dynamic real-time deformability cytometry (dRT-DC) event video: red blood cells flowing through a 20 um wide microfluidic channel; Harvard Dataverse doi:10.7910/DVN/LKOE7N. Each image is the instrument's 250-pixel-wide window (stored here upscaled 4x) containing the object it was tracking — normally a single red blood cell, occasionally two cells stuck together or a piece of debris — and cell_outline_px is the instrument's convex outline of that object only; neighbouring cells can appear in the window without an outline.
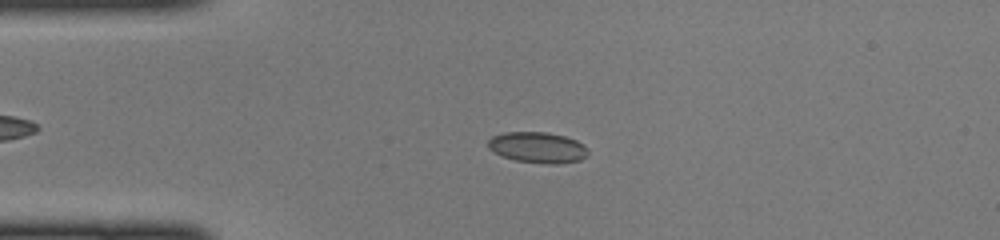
{"species": "common noctule bat (a hibernating species)", "species_latin": "Nyctalus noctula", "temperature_condition": "cold", "stored_images_in_passage": 46, "camera_frame_rate_fps": 3000, "um_per_image_px": 0.085, "animal": {"sex": "female", "body_mass_g": 22.0, "forearm_length_mm": 56.7}, "frame": {"image": 1, "passage_image": 10, "time_ms": 3.0, "image_size_px": [1000, 240], "cell_outline_px": [[588, 156], [580, 160], [560, 164], [548, 164], [516, 160], [500, 156], [488, 148], [488, 140], [492, 136], [504, 132], [548, 132], [564, 136], [576, 140], [584, 144], [588, 148]], "centroid_in_image_um": [45.72, 12.53], "position_along_channel_um": 39.3, "area_um2": 18.21}}
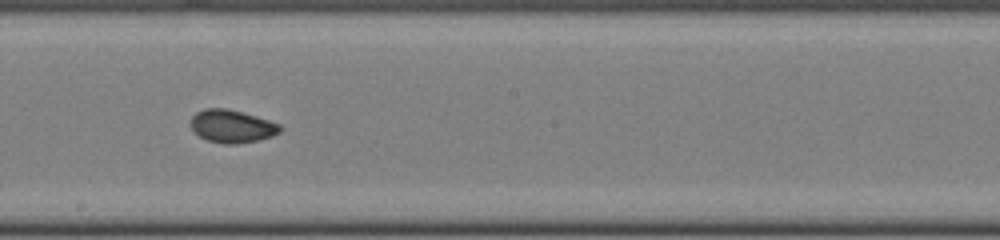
{"frame": {"image": 2, "passage_image": 25, "time_ms": 8.0, "image_size_px": [1000, 240], "cell_outline_px": [[280, 132], [272, 136], [256, 140], [236, 144], [224, 144], [204, 140], [188, 124], [192, 116], [196, 112], [204, 108], [224, 108], [256, 116], [280, 124]], "centroid_in_image_um": [19.66, 10.73], "position_along_channel_um": 228.5, "area_um2": 17.05}}
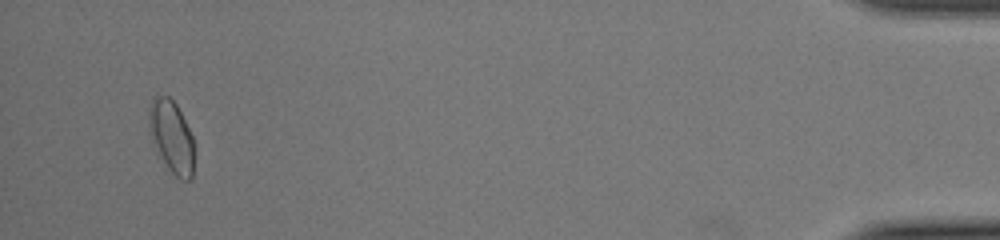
{"frame": {"image": 3, "passage_image": 44, "time_ms": 14.333, "image_size_px": [1000, 240], "cell_outline_px": [[192, 180], [180, 180], [172, 172], [156, 152], [152, 144], [148, 128], [148, 108], [152, 100], [156, 96], [168, 96], [176, 104], [192, 136]], "centroid_in_image_um": [14.52, 11.61], "position_along_channel_um": 420.7, "area_um2": 18.9}}